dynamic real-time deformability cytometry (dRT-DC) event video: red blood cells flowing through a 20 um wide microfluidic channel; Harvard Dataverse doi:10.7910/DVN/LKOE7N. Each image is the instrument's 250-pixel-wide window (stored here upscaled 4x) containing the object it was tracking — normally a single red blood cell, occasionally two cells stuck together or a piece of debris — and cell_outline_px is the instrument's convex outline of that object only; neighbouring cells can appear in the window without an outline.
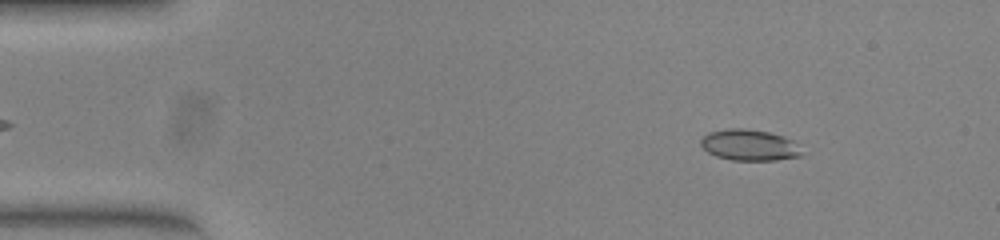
{"species": "common noctule bat (a hibernating species)", "species_latin": "Nyctalus noctula", "temperature_condition": "warm", "stored_images_in_passage": 52, "camera_frame_rate_fps": 3000, "um_per_image_px": 0.085, "animal": {"sex": "female", "body_mass_g": 23.0, "forearm_length_mm": 53.4}, "frame": {"image": 1, "passage_image": 6, "time_ms": 1.667, "image_size_px": [1000, 240], "cell_outline_px": [[804, 156], [776, 160], [732, 160], [716, 156], [708, 152], [700, 144], [700, 140], [708, 132], [728, 128], [744, 128], [768, 132], [784, 136], [792, 140]], "centroid_in_image_um": [63.68, 12.33], "position_along_channel_um": 21.3, "area_um2": 18.26}}
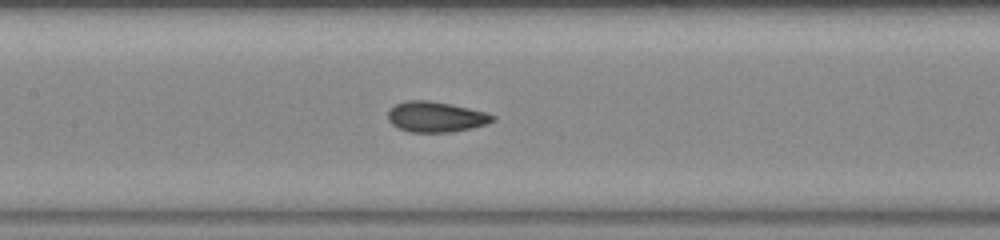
{"frame": {"image": 2, "passage_image": 24, "time_ms": 7.667, "image_size_px": [1000, 240], "cell_outline_px": [[496, 120], [488, 124], [472, 128], [452, 132], [408, 132], [392, 124], [388, 120], [388, 112], [396, 104], [408, 100], [428, 100], [452, 104], [484, 112], [496, 116]], "centroid_in_image_um": [37.07, 9.94], "position_along_channel_um": 170.3, "area_um2": 18.61}}
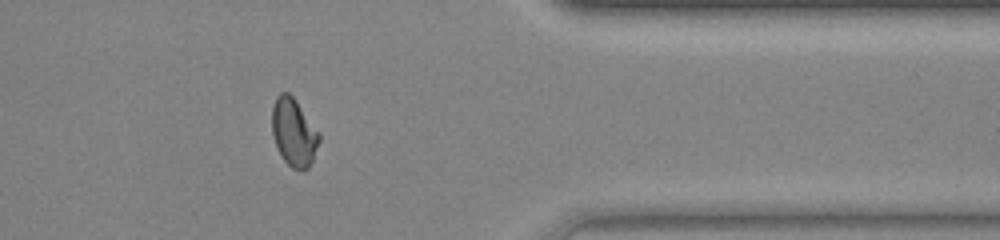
{"frame": {"image": 3, "passage_image": 42, "time_ms": 13.667, "image_size_px": [1000, 240], "cell_outline_px": [[320, 140], [312, 160], [308, 168], [304, 172], [300, 172], [292, 168], [284, 160], [276, 144], [272, 132], [272, 108], [276, 96], [280, 92], [288, 92], [296, 100], [320, 132]], "centroid_in_image_um": [24.99, 11.25], "position_along_channel_um": 386.4, "area_um2": 18.73}, "authors_computed_cell_mechanics": {"area_um2": 18.3804, "velocity_mm_per_s": 3.8926, "shape_relaxation_time_tau1_ms": 7.4254, "shape_relaxation_time_tau2_ms": 1.1886, "deformation_change_tau1": 0.1778, "deformation_change_tau2": 0.0444}}